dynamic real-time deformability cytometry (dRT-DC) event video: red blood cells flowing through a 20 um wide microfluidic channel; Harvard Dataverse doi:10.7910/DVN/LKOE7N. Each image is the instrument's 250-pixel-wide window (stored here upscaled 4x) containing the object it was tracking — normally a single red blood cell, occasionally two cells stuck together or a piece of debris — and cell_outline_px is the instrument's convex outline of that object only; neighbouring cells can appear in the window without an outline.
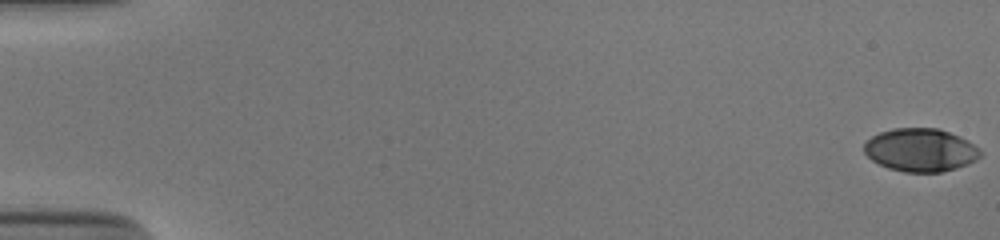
{"species": "human", "species_latin": "Homo sapiens", "temperature_condition": "cold", "stored_images_in_passage": 55, "camera_frame_rate_fps": 3000, "um_per_image_px": 0.085, "donor": {"sex": "male"}, "frame": {"image": 1, "passage_image": 1, "time_ms": 0.0, "image_size_px": [1000, 240], "cell_outline_px": [[980, 156], [976, 160], [968, 164], [956, 168], [940, 172], [904, 172], [888, 168], [872, 160], [864, 152], [864, 144], [872, 136], [880, 132], [892, 128], [936, 128], [960, 136], [968, 140], [980, 148]], "centroid_in_image_um": [78.25, 12.75], "position_along_channel_um": 6.7, "area_um2": 29.19}}
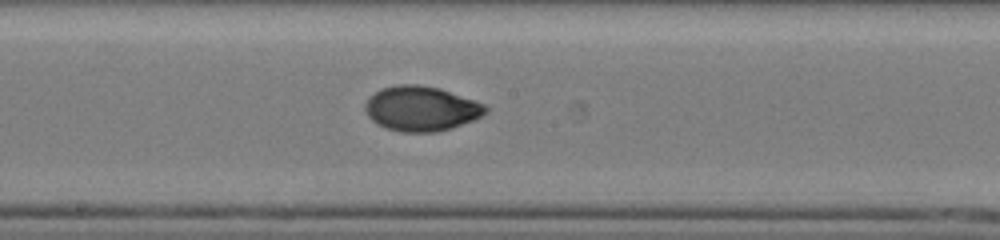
{"frame": {"image": 2, "passage_image": 31, "time_ms": 10.0, "image_size_px": [1000, 240], "cell_outline_px": [[488, 112], [472, 120], [452, 128], [436, 132], [400, 132], [376, 124], [368, 116], [364, 108], [364, 104], [368, 96], [380, 88], [396, 84], [416, 84], [440, 88], [484, 104], [488, 108]], "centroid_in_image_um": [35.75, 9.22], "position_along_channel_um": 212.4, "area_um2": 31.62}}
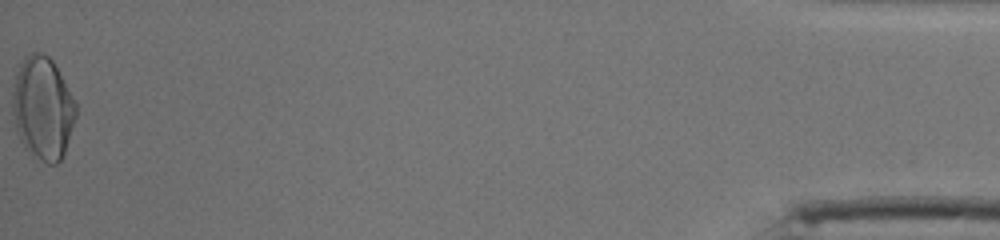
{"frame": {"image": 3, "passage_image": 55, "time_ms": 18.0, "image_size_px": [1000, 240], "cell_outline_px": [[76, 116], [64, 152], [60, 160], [56, 164], [48, 164], [40, 160], [28, 152], [24, 148], [16, 132], [12, 116], [12, 92], [16, 76], [20, 64], [24, 56], [28, 52], [40, 52], [48, 56], [52, 60], [76, 104]], "centroid_in_image_um": [3.59, 9.2], "position_along_channel_um": 431.6, "area_um2": 37.92}, "authors_computed_cell_mechanics": {"area_um2": 30.4028, "velocity_mm_per_s": 3.8683, "shape_relaxation_time_tau1_ms": 5.4012, "shape_relaxation_time_tau2_ms": 0.8568, "deformation_change_tau1": 0.1838, "deformation_change_tau2": 0.0335}}